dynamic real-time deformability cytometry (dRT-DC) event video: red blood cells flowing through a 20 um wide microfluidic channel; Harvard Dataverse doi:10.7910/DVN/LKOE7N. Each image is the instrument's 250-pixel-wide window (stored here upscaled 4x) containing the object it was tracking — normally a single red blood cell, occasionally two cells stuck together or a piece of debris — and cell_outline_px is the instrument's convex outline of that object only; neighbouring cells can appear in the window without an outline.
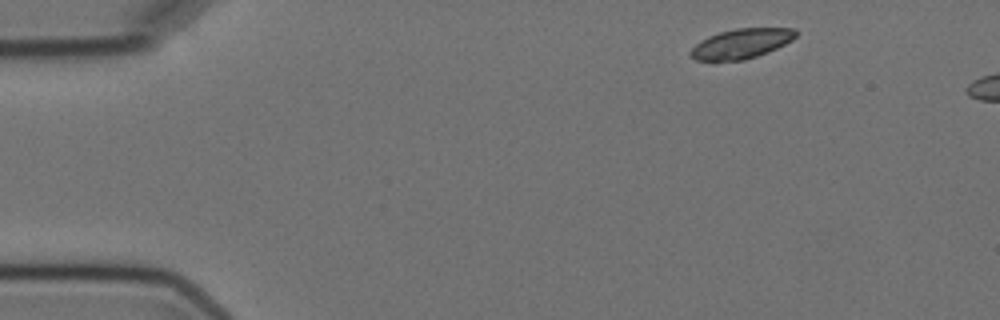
{"species": "Egyptian fruit bat (a non-hibernating species)", "species_latin": "Rousettus aegyptiacus", "temperature_condition": "cold", "stored_images_in_passage": 3, "camera_frame_rate_fps": 3000, "um_per_image_px": 0.085, "animal": {"sex": "female"}, "frame": {"image": 1, "passage_image": 1, "time_ms": 0.0, "image_size_px": [1000, 320], "cell_outline_px": [[800, 32], [792, 40], [768, 52], [744, 60], [696, 60], [688, 56], [688, 52], [700, 40], [708, 36], [720, 32], [736, 28], [796, 28]], "centroid_in_image_um": [63.01, 3.7], "position_along_channel_um": 22.0, "area_um2": 18.32}}